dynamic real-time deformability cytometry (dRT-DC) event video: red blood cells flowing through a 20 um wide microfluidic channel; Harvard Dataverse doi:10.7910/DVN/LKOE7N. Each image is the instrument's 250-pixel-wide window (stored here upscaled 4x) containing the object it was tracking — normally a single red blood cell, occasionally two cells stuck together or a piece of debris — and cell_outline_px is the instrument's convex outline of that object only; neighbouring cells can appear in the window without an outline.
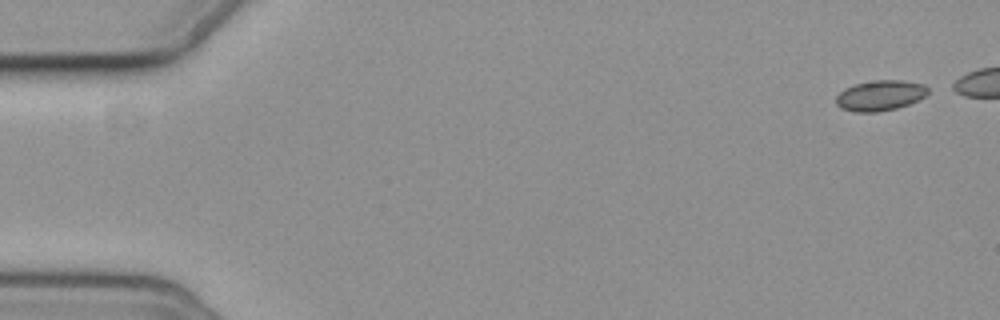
{"species": "common noctule bat (a hibernating species)", "species_latin": "Nyctalus noctula", "temperature_condition": "cold", "stored_images_in_passage": 8, "camera_frame_rate_fps": 3000, "um_per_image_px": 0.085, "animal": {"sex": "female", "body_mass_g": 19.3, "forearm_length_mm": 54.1}, "frame": {"image": 1, "passage_image": 1, "time_ms": 0.0, "image_size_px": [1000, 320], "cell_outline_px": [[928, 92], [924, 96], [908, 104], [896, 108], [880, 112], [856, 112], [840, 108], [836, 104], [836, 96], [844, 88], [856, 84], [876, 80], [900, 80], [924, 84], [928, 88]], "centroid_in_image_um": [74.78, 8.12], "position_along_channel_um": 10.2, "area_um2": 16.18}}
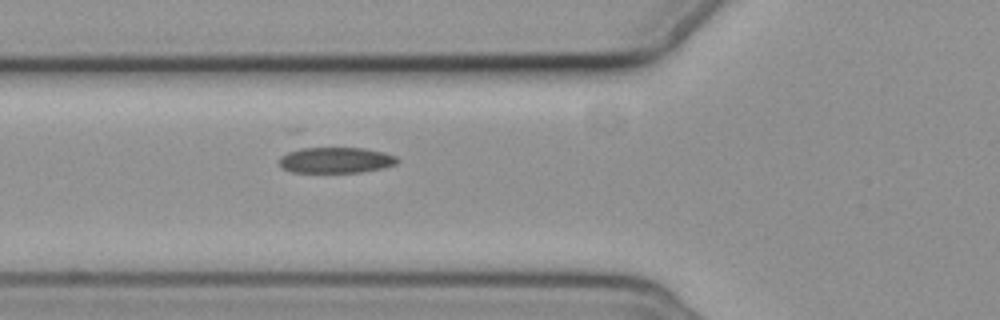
{"frame": {"image": 2, "passage_image": 8, "time_ms": 9.667, "image_size_px": [1000, 320], "cell_outline_px": [[400, 160], [396, 164], [384, 168], [360, 172], [292, 172], [280, 168], [280, 156], [288, 152], [300, 148], [364, 148], [384, 152], [396, 156]], "centroid_in_image_um": [28.56, 13.61], "position_along_channel_um": 97.2, "area_um2": 17.86}}